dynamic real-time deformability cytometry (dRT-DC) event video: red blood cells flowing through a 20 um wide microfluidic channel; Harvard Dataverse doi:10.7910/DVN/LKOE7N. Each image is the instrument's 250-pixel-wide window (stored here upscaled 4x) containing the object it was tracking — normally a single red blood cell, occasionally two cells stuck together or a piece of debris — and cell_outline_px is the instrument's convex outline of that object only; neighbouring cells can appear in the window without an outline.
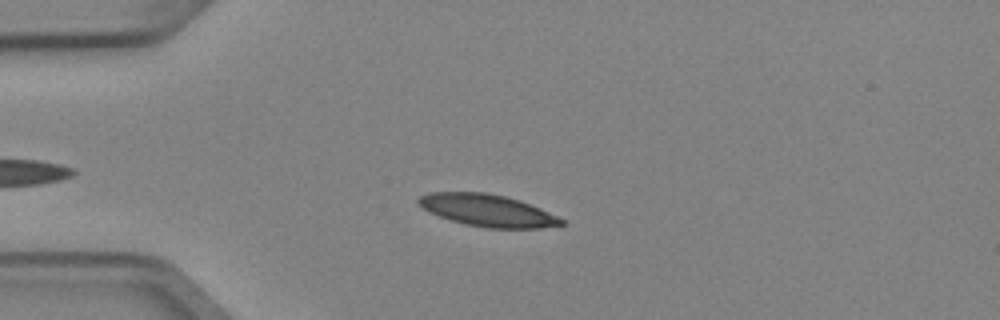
{"species": "Egyptian fruit bat (a non-hibernating species)", "species_latin": "Rousettus aegyptiacus", "temperature_condition": "cold", "stored_images_in_passage": 9, "camera_frame_rate_fps": 3000, "um_per_image_px": 0.085, "animal": {"sex": "female"}, "frame": {"image": 1, "passage_image": 4, "time_ms": 1.0, "image_size_px": [1000, 320], "cell_outline_px": [[564, 224], [540, 228], [488, 228], [464, 224], [428, 212], [416, 204], [416, 200], [420, 196], [428, 192], [484, 192], [504, 196], [520, 200], [540, 208], [564, 220]], "centroid_in_image_um": [41.38, 17.88], "position_along_channel_um": 43.6, "area_um2": 26.65}}
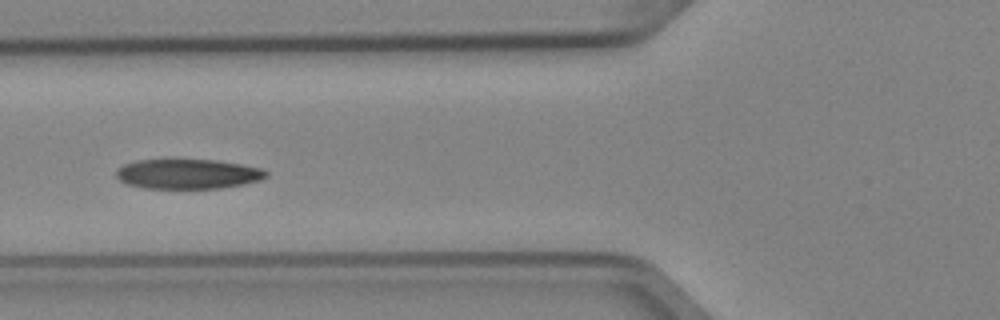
{"frame": {"image": 2, "passage_image": 6, "time_ms": 1.667, "image_size_px": [1000, 320], "cell_outline_px": [[268, 176], [260, 180], [244, 184], [220, 188], [144, 188], [128, 184], [120, 180], [116, 176], [116, 172], [124, 164], [140, 160], [216, 160], [264, 168], [268, 172]], "centroid_in_image_um": [16.02, 14.79], "position_along_channel_um": 109.8, "area_um2": 25.89}}
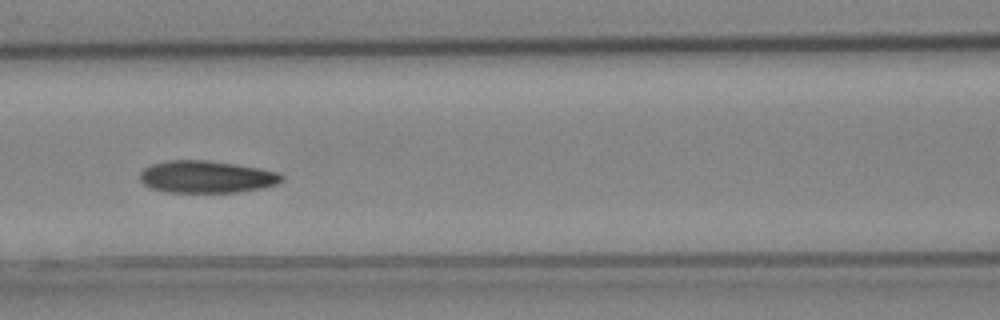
{"frame": {"image": 3, "passage_image": 7, "time_ms": 2.0, "image_size_px": [1000, 320], "cell_outline_px": [[284, 180], [276, 184], [264, 188], [236, 192], [168, 192], [152, 188], [144, 184], [140, 180], [140, 172], [144, 168], [152, 164], [168, 160], [208, 160], [236, 164], [260, 168], [276, 172], [284, 176]], "centroid_in_image_um": [17.57, 15.02], "position_along_channel_um": 149.0, "area_um2": 26.65}}